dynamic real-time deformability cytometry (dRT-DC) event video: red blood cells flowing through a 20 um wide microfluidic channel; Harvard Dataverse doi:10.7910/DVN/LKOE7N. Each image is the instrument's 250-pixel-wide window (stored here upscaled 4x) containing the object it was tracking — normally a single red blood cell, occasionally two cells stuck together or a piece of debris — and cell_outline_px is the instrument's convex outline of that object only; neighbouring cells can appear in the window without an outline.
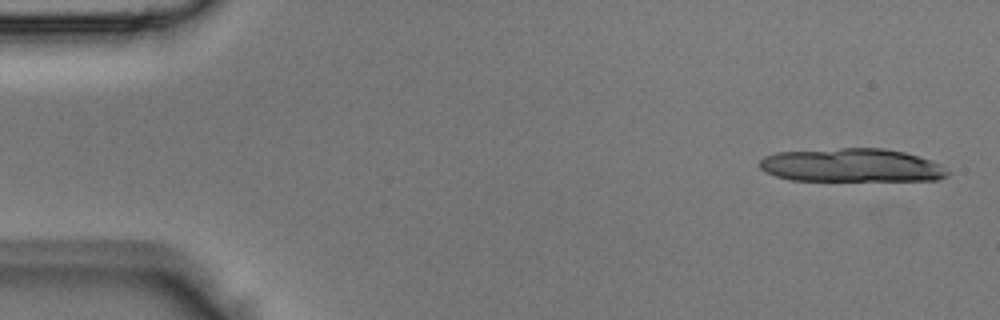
{"species": "Egyptian fruit bat (a non-hibernating species)", "species_latin": "Rousettus aegyptiacus", "temperature_condition": "room temperature", "stored_images_in_passage": 10, "camera_frame_rate_fps": 3000, "um_per_image_px": 0.085, "animal": {"sex": "male"}, "frame": {"image": 1, "passage_image": 1, "time_ms": 0.0, "image_size_px": [1000, 320], "cell_outline_px": [[948, 176], [936, 180], [792, 180], [776, 176], [760, 168], [760, 160], [764, 156], [776, 152], [840, 148], [884, 148], [904, 152], [932, 160], [940, 164], [948, 172]], "centroid_in_image_um": [72.39, 14.04], "position_along_channel_um": 12.6, "area_um2": 36.53}}